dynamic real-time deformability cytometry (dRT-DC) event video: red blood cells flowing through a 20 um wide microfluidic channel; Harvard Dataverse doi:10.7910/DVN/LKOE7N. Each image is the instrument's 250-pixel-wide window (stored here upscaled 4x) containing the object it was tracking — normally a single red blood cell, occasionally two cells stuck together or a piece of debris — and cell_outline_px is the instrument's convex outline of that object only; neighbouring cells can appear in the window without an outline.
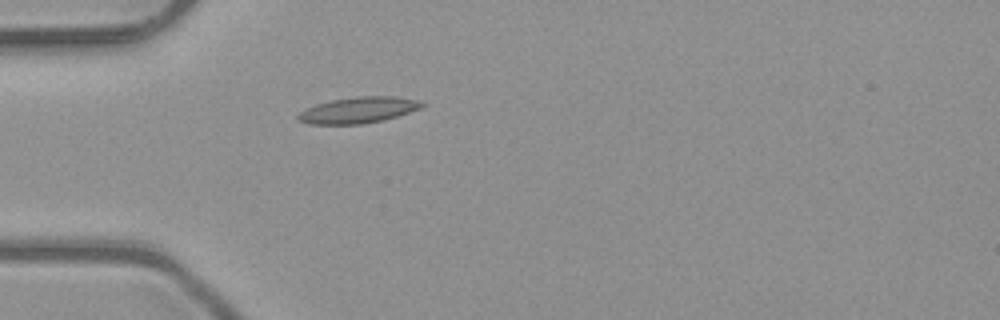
{"species": "common noctule bat (a hibernating species)", "species_latin": "Nyctalus noctula", "temperature_condition": "room temperature", "stored_images_in_passage": 1, "camera_frame_rate_fps": 3000, "um_per_image_px": 0.085, "animal": {"sex": "male", "body_mass_g": 23.1, "forearm_length_mm": 52.7}, "frame": {"image": 1, "passage_image": 1, "time_ms": 0.0, "image_size_px": [1000, 320], "cell_outline_px": [[424, 104], [420, 108], [384, 120], [360, 124], [308, 124], [300, 120], [296, 116], [300, 112], [316, 104], [332, 100], [356, 96], [392, 96], [416, 100]], "centroid_in_image_um": [30.42, 9.36], "position_along_channel_um": 54.6, "area_um2": 18.5}}